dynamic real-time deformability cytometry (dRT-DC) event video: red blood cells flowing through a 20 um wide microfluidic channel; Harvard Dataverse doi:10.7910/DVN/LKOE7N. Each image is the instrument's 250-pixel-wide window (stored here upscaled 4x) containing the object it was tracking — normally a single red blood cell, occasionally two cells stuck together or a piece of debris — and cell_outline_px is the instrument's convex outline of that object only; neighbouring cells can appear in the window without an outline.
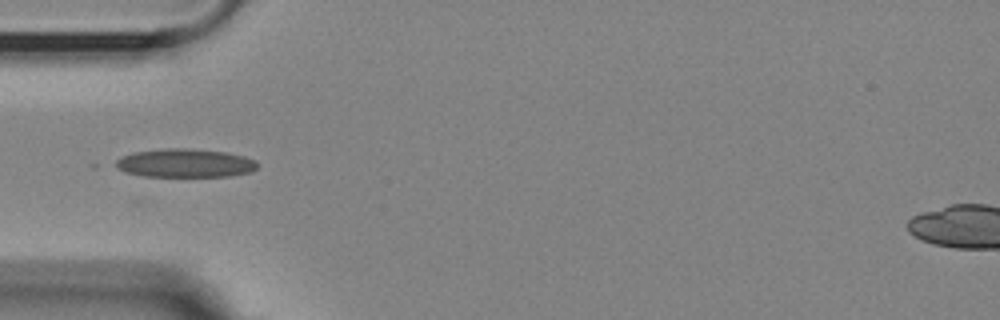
{"species": "Egyptian fruit bat (a non-hibernating species)", "species_latin": "Rousettus aegyptiacus", "temperature_condition": "room temperature", "stored_images_in_passage": 28, "camera_frame_rate_fps": 3000, "um_per_image_px": 0.085, "animal": {"sex": "female"}, "frame": {"image": 1, "passage_image": 1, "time_ms": 0.0, "image_size_px": [1000, 320], "cell_outline_px": [[256, 168], [252, 172], [228, 176], [144, 176], [124, 172], [108, 164], [132, 152], [164, 148], [188, 148], [224, 152], [244, 156], [256, 160]], "centroid_in_image_um": [15.66, 13.86], "position_along_channel_um": 69.3, "area_um2": 23.76}}